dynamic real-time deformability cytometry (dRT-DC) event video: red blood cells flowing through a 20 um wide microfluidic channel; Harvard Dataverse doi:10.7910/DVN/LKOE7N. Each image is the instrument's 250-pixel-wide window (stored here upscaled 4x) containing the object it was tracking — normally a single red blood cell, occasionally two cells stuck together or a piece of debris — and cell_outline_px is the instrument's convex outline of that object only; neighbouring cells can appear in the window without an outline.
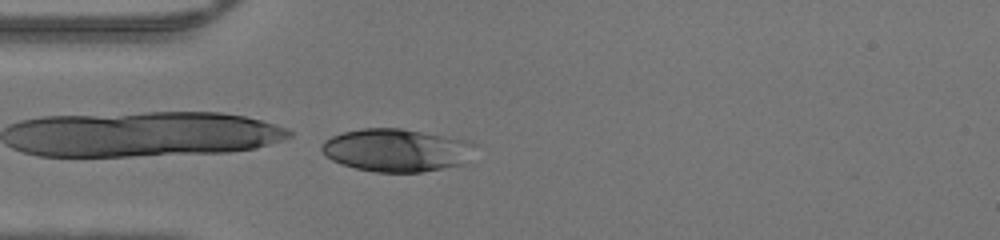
{"species": "human", "species_latin": "Homo sapiens", "temperature_condition": "warm", "stored_images_in_passage": 13, "camera_frame_rate_fps": 3000, "um_per_image_px": 0.085, "donor": {"sex": "male"}, "frame": {"image": 1, "passage_image": 13, "time_ms": 4.0, "image_size_px": [1000, 240], "cell_outline_px": [[476, 144], [460, 164], [420, 172], [376, 172], [356, 168], [332, 160], [324, 156], [320, 148], [324, 140], [332, 136], [344, 132], [360, 128], [400, 128], [468, 140]], "centroid_in_image_um": [33.61, 12.75], "position_along_channel_um": 51.4, "area_um2": 37.74}}